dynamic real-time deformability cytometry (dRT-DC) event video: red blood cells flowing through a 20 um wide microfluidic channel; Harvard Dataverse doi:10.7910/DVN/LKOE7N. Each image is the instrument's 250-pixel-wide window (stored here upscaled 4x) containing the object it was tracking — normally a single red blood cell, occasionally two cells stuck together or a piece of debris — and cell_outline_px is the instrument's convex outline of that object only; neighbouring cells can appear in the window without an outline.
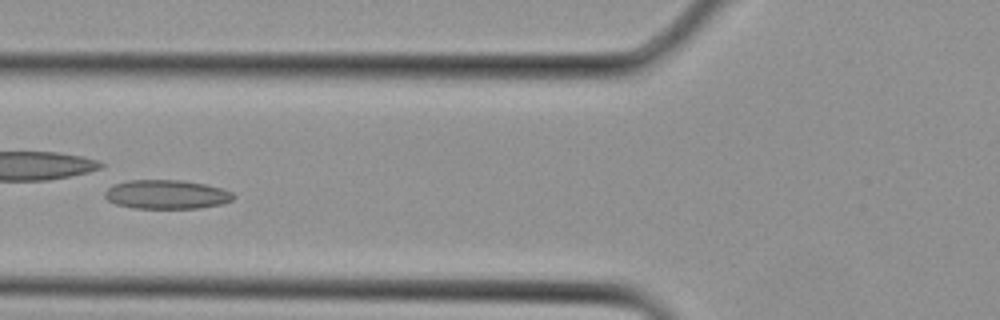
{"species": "Egyptian fruit bat (a non-hibernating species)", "species_latin": "Rousettus aegyptiacus", "temperature_condition": "cold", "stored_images_in_passage": 3, "camera_frame_rate_fps": 3000, "um_per_image_px": 0.085, "animal": {"sex": "female"}, "frame": {"image": 1, "passage_image": 3, "time_ms": 0.667, "image_size_px": [1000, 320], "cell_outline_px": [[236, 196], [232, 200], [220, 204], [196, 208], [132, 208], [116, 204], [108, 200], [104, 196], [104, 192], [112, 184], [128, 180], [180, 180], [204, 184], [220, 188], [232, 192]], "centroid_in_image_um": [14.12, 16.52], "position_along_channel_um": 111.7, "area_um2": 21.68}}